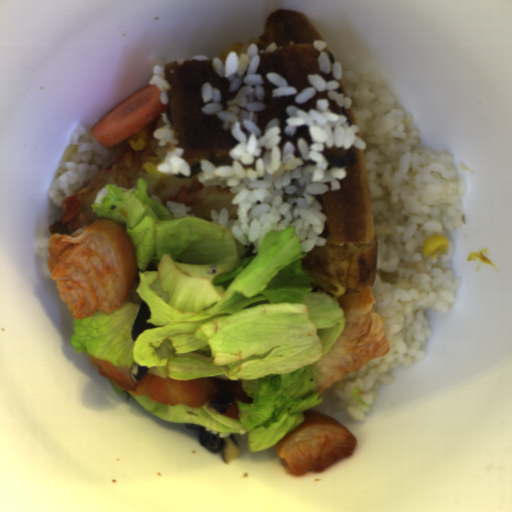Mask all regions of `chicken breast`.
Returning a JSON list of instances; mask_svg holds the SVG:
<instances>
[{"mask_svg":"<svg viewBox=\"0 0 512 512\" xmlns=\"http://www.w3.org/2000/svg\"><path fill=\"white\" fill-rule=\"evenodd\" d=\"M98 374L112 381L120 389L133 395H148L152 402L174 407L185 404L190 408L205 406L232 419L239 420L236 401L252 403L243 391L241 380H231L225 374L192 380H173L166 376L143 375L137 382L130 376L131 367L118 368L105 360L93 359ZM111 382V383H112Z\"/></svg>","mask_w":512,"mask_h":512,"instance_id":"ea81aa3d","label":"chicken breast"},{"mask_svg":"<svg viewBox=\"0 0 512 512\" xmlns=\"http://www.w3.org/2000/svg\"><path fill=\"white\" fill-rule=\"evenodd\" d=\"M302 412L304 421L274 445L286 472L296 477L308 470L325 472L339 458L354 454L358 439L351 430L318 411Z\"/></svg>","mask_w":512,"mask_h":512,"instance_id":"8e849b83","label":"chicken breast"},{"mask_svg":"<svg viewBox=\"0 0 512 512\" xmlns=\"http://www.w3.org/2000/svg\"><path fill=\"white\" fill-rule=\"evenodd\" d=\"M344 312L345 324L335 344L315 364L322 377H316V392L343 380L344 376L361 370L367 363L390 352L385 320L372 310L377 303L373 288L336 299Z\"/></svg>","mask_w":512,"mask_h":512,"instance_id":"c9198e5e","label":"chicken breast"},{"mask_svg":"<svg viewBox=\"0 0 512 512\" xmlns=\"http://www.w3.org/2000/svg\"><path fill=\"white\" fill-rule=\"evenodd\" d=\"M46 265L73 319L120 310L139 274L124 224L100 217L72 233L52 235Z\"/></svg>","mask_w":512,"mask_h":512,"instance_id":"cb542c10","label":"chicken breast"}]
</instances>
